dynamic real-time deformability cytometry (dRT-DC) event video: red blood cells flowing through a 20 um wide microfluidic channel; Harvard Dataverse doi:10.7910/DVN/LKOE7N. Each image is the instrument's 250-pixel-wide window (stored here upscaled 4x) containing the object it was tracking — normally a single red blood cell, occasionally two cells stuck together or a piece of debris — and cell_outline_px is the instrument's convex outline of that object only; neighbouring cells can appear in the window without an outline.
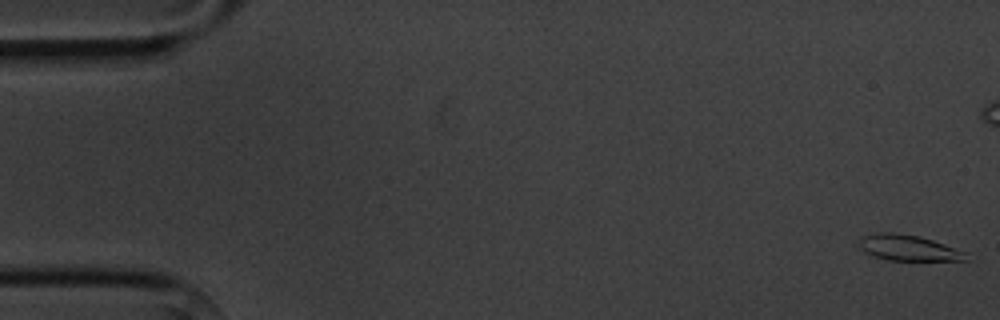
{"species": "common noctule bat (a hibernating species)", "species_latin": "Nyctalus noctula", "temperature_condition": "cold", "stored_images_in_passage": 7, "camera_frame_rate_fps": 3000, "um_per_image_px": 0.085, "animal": {"sex": "male", "body_mass_g": 20.1, "forearm_length_mm": 53.5}, "frame": {"image": 1, "passage_image": 1, "time_ms": 0.0, "image_size_px": [1000, 320], "cell_outline_px": [[968, 260], [888, 260], [872, 256], [864, 252], [860, 248], [860, 240], [864, 236], [880, 232], [892, 232], [920, 236], [968, 252]], "centroid_in_image_um": [77.23, 21.07], "position_along_channel_um": 7.8, "area_um2": 16.01}}